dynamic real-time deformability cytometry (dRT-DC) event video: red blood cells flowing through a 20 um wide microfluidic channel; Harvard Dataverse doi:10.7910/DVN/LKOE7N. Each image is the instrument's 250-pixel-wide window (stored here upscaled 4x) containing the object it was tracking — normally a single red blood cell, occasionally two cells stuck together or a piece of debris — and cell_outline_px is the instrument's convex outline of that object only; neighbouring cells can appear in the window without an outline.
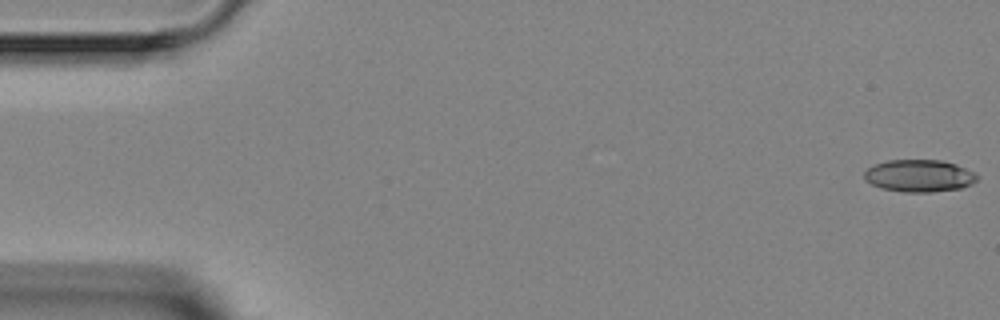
{"species": "Egyptian fruit bat (a non-hibernating species)", "species_latin": "Rousettus aegyptiacus", "temperature_condition": "room temperature", "stored_images_in_passage": 4, "segment_of_instrument_passage": [2, 2], "camera_frame_rate_fps": 3000, "um_per_image_px": 0.085, "animal": {"sex": "female"}, "frame": {"image": 1, "passage_image": 4, "time_ms": 3.667, "image_size_px": [1000, 320], "cell_outline_px": [[980, 176], [972, 184], [960, 188], [932, 192], [904, 192], [880, 188], [864, 180], [864, 172], [872, 164], [888, 160], [940, 160], [956, 164]], "centroid_in_image_um": [78.1, 14.94], "position_along_channel_um": 6.9, "area_um2": 21.27}}